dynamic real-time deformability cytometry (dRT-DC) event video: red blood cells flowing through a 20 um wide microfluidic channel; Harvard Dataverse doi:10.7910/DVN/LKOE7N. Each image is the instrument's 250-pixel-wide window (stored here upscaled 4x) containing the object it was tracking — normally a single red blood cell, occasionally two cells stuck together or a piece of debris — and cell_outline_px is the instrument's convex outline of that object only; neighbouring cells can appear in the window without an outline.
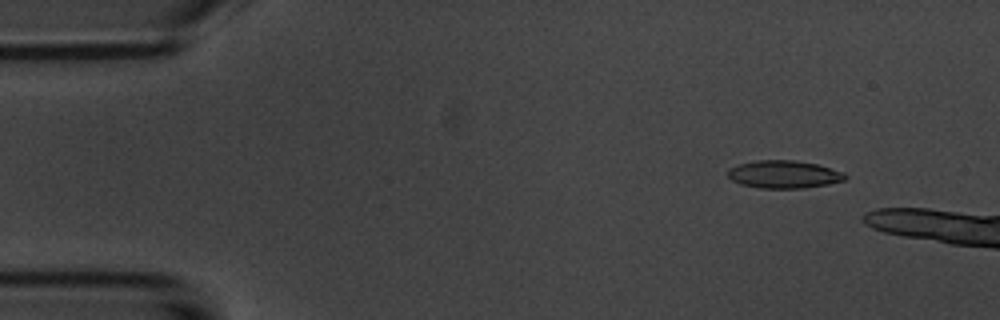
{"species": "common noctule bat (a hibernating species)", "species_latin": "Nyctalus noctula", "temperature_condition": "room temperature", "stored_images_in_passage": 3, "camera_frame_rate_fps": 3000, "um_per_image_px": 0.085, "animal": {"sex": "male", "body_mass_g": 20.1, "forearm_length_mm": 53.5}, "frame": {"image": 1, "passage_image": 1, "time_ms": 0.0, "image_size_px": [1000, 320], "cell_outline_px": [[848, 176], [844, 180], [828, 184], [804, 188], [760, 188], [740, 184], [732, 180], [728, 176], [728, 168], [740, 164], [756, 160], [796, 160], [816, 164], [844, 172]], "centroid_in_image_um": [66.63, 14.82], "position_along_channel_um": 18.4, "area_um2": 18.96}}